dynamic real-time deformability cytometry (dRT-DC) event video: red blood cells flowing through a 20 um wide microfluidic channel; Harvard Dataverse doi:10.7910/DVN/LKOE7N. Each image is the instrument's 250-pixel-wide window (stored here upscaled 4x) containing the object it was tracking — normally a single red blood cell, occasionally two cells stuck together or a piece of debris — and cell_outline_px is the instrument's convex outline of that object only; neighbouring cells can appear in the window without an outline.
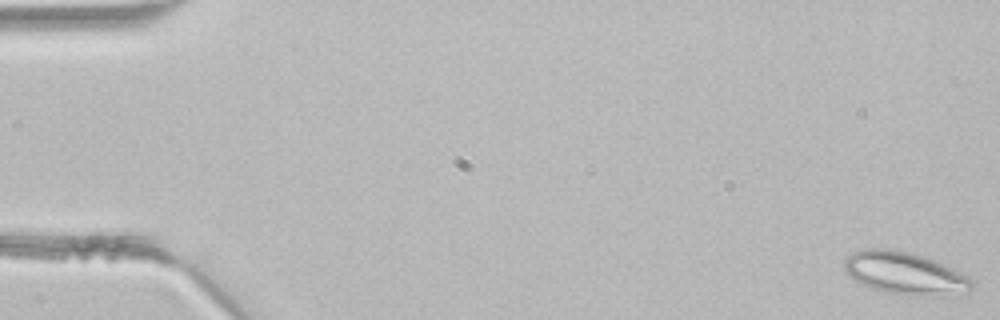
{"species": "common noctule bat (a hibernating species)", "species_latin": "Nyctalus noctula", "temperature_condition": "room temperature", "stored_images_in_passage": 5, "camera_frame_rate_fps": 3000, "um_per_image_px": 0.085, "animal": {"sex": "male", "body_mass_g": 21.5, "forearm_length_mm": 52.0}, "frame": {"image": 1, "passage_image": 1, "time_ms": 0.0, "image_size_px": [1000, 320], "cell_outline_px": [[972, 288], [936, 296], [932, 296], [888, 292], [872, 288], [856, 280], [844, 272], [844, 260], [852, 252], [864, 248], [888, 248], [920, 256], [932, 260], [952, 268], [968, 276], [972, 280]], "centroid_in_image_um": [76.83, 23.19], "position_along_channel_um": 8.2, "area_um2": 30.52}}